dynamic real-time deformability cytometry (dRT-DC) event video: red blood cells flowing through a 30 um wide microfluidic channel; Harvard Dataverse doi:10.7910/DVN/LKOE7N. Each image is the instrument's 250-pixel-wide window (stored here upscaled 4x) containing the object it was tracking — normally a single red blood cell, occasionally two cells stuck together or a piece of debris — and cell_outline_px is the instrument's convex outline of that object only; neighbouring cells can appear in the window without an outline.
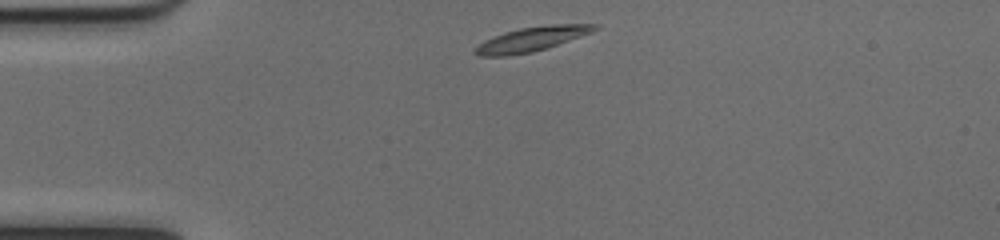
{"species": "common noctule bat (a hibernating species)", "species_latin": "Nyctalus noctula", "temperature_condition": "cold", "stored_images_in_passage": 40, "camera_frame_rate_fps": 3000, "um_per_image_px": 0.085, "animal": {"sex": "female", "body_mass_g": 17.0, "forearm_length_mm": 48.0}, "frame": {"image": 1, "passage_image": 1, "time_ms": 0.0, "image_size_px": [1000, 240], "cell_outline_px": [[600, 28], [592, 32], [532, 52], [508, 56], [480, 56], [472, 52], [484, 40], [504, 32], [520, 28], [552, 24], [600, 24]], "centroid_in_image_um": [45.18, 3.31], "position_along_channel_um": 39.8, "area_um2": 16.76}}
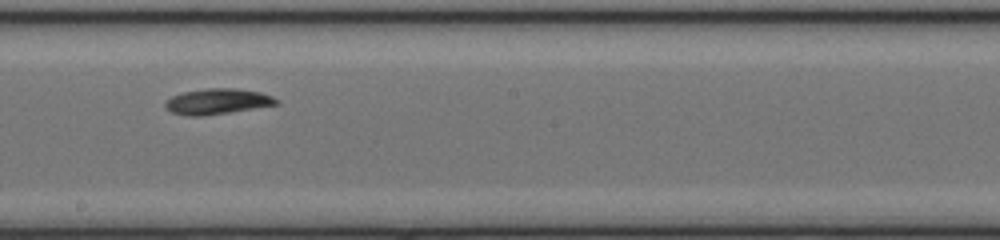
{"frame": {"image": 2, "passage_image": 18, "time_ms": 5.667, "image_size_px": [1000, 240], "cell_outline_px": [[280, 104], [204, 116], [188, 116], [172, 112], [164, 104], [172, 96], [184, 92], [204, 88], [236, 88], [260, 92], [272, 96], [280, 100]], "centroid_in_image_um": [18.53, 8.62], "position_along_channel_um": 229.7, "area_um2": 16.53}}
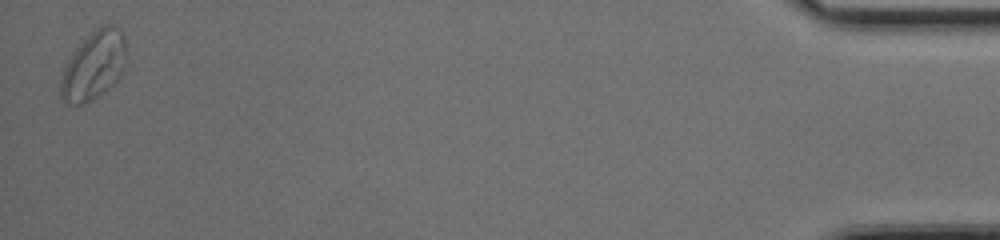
{"frame": {"image": 3, "passage_image": 40, "time_ms": 13.0, "image_size_px": [1000, 240], "cell_outline_px": [[128, 64], [120, 76], [104, 92], [92, 100], [84, 104], [68, 104], [60, 96], [60, 80], [64, 68], [68, 60], [76, 48], [96, 28], [104, 24], [108, 24], [120, 28], [124, 32], [128, 56]], "centroid_in_image_um": [8.03, 5.55], "position_along_channel_um": 427.2, "area_um2": 26.59}, "authors_computed_cell_mechanics": {"area_um2": 16.762, "velocity_mm_per_s": 3.9611, "shape_relaxation_time_tau1_ms": 3.4012, "shape_relaxation_time_tau2_ms": 8.4381, "deformation_change_tau1": 0.1183, "deformation_change_tau2": 0.138}}